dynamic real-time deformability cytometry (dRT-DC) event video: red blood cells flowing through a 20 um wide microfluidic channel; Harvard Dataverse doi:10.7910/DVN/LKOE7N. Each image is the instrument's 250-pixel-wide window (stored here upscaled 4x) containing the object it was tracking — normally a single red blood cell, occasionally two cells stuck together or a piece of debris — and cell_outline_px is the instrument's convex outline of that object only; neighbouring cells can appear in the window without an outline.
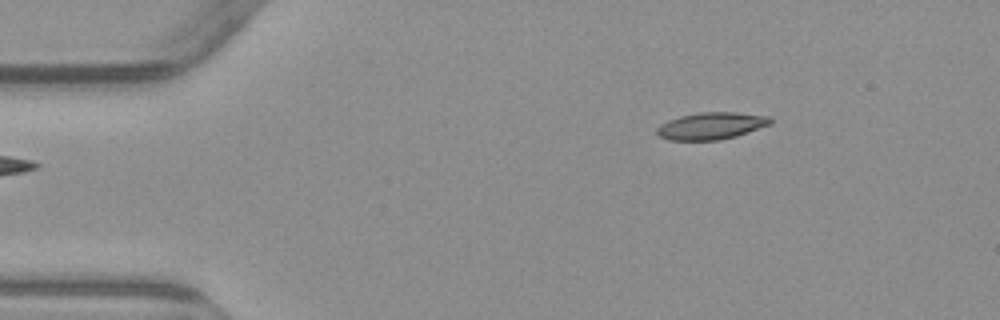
{"species": "common noctule bat (a hibernating species)", "species_latin": "Nyctalus noctula", "temperature_condition": "warm", "stored_images_in_passage": 2, "camera_frame_rate_fps": 3000, "um_per_image_px": 0.085, "animal": {"sex": "male", "body_mass_g": 23.1, "forearm_length_mm": 52.7}, "frame": {"image": 1, "passage_image": 2, "time_ms": 1.333, "image_size_px": [1000, 320], "cell_outline_px": [[772, 124], [736, 136], [720, 140], [668, 140], [660, 136], [656, 132], [656, 128], [660, 124], [668, 120], [680, 116], [700, 112], [736, 112], [772, 116]], "centroid_in_image_um": [60.48, 10.69], "position_along_channel_um": 24.5, "area_um2": 18.03}}